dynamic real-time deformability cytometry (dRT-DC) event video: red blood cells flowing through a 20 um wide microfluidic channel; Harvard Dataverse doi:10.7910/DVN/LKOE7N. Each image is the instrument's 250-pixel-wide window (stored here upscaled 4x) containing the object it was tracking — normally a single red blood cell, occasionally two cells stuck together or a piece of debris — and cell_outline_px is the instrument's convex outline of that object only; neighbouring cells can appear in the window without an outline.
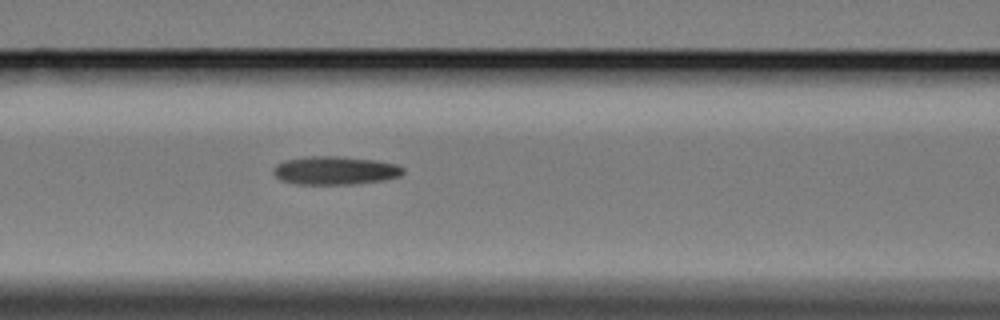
{"species": "Egyptian fruit bat (a non-hibernating species)", "species_latin": "Rousettus aegyptiacus", "temperature_condition": "cold", "stored_images_in_passage": 5, "segment_of_instrument_passage": [1, 2], "camera_frame_rate_fps": 3000, "um_per_image_px": 0.085, "animal": {"sex": "female"}, "frame": {"image": 1, "passage_image": 4, "time_ms": 3.333, "image_size_px": [1000, 320], "cell_outline_px": [[404, 172], [400, 176], [384, 180], [352, 184], [296, 184], [280, 180], [272, 172], [272, 168], [276, 164], [284, 160], [304, 156], [340, 156], [376, 160], [396, 164], [404, 168]], "centroid_in_image_um": [28.45, 14.48], "position_along_channel_um": 138.2, "area_um2": 21.68}}